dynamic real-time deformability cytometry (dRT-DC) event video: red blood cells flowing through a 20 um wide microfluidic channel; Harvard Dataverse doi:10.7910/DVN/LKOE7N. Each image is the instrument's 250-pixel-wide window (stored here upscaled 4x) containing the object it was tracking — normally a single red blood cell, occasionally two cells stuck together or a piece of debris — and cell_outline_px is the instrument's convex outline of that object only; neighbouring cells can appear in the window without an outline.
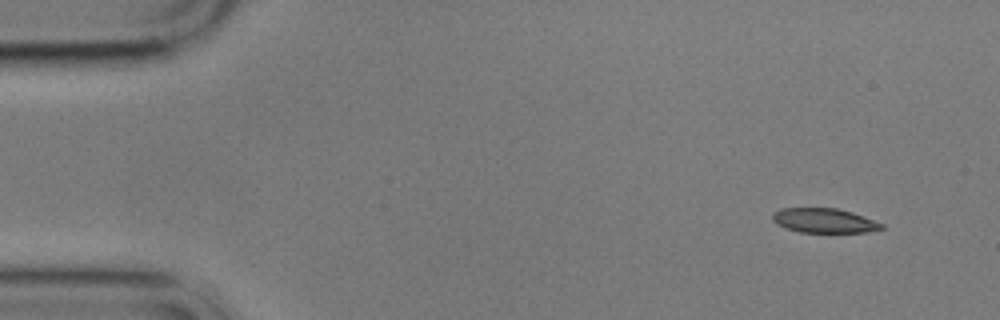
{"species": "common noctule bat (a hibernating species)", "species_latin": "Nyctalus noctula", "temperature_condition": "cold", "stored_images_in_passage": 6, "camera_frame_rate_fps": 3000, "um_per_image_px": 0.085, "animal": {"sex": "male", "body_mass_g": 17.9}, "frame": {"image": 1, "passage_image": 1, "time_ms": 0.0, "image_size_px": [1000, 320], "cell_outline_px": [[884, 228], [864, 232], [800, 232], [784, 228], [776, 224], [772, 220], [772, 212], [780, 208], [836, 208], [852, 212], [884, 224]], "centroid_in_image_um": [69.99, 18.74], "position_along_channel_um": 15.0, "area_um2": 15.61}}
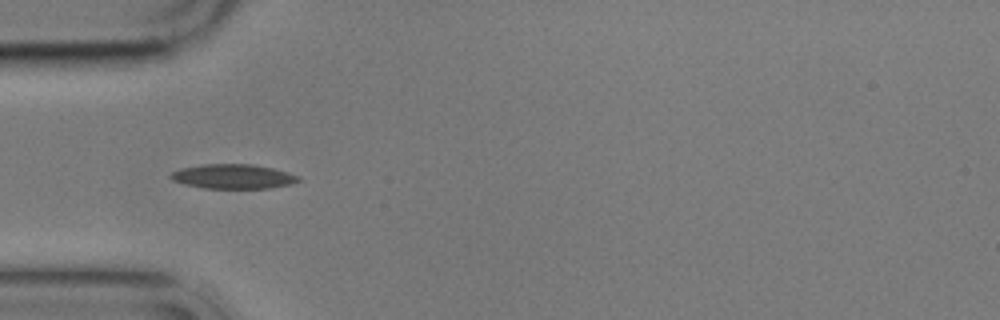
{"frame": {"image": 2, "passage_image": 5, "time_ms": 4.333, "image_size_px": [1000, 320], "cell_outline_px": [[300, 180], [292, 184], [268, 188], [204, 188], [184, 184], [172, 180], [168, 176], [172, 172], [180, 168], [204, 164], [252, 164], [272, 168], [288, 172], [300, 176]], "centroid_in_image_um": [19.81, 15.0], "position_along_channel_um": 65.2, "area_um2": 18.26}}
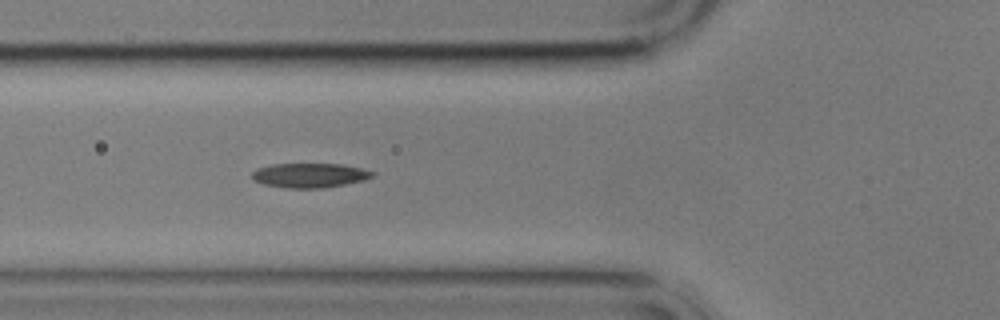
{"frame": {"image": 3, "passage_image": 6, "time_ms": 5.333, "image_size_px": [1000, 320], "cell_outline_px": [[376, 176], [364, 180], [344, 184], [320, 188], [288, 188], [264, 184], [252, 180], [252, 172], [256, 168], [272, 164], [340, 164], [360, 168], [376, 172]], "centroid_in_image_um": [26.32, 14.9], "position_along_channel_um": 99.5, "area_um2": 17.17}}